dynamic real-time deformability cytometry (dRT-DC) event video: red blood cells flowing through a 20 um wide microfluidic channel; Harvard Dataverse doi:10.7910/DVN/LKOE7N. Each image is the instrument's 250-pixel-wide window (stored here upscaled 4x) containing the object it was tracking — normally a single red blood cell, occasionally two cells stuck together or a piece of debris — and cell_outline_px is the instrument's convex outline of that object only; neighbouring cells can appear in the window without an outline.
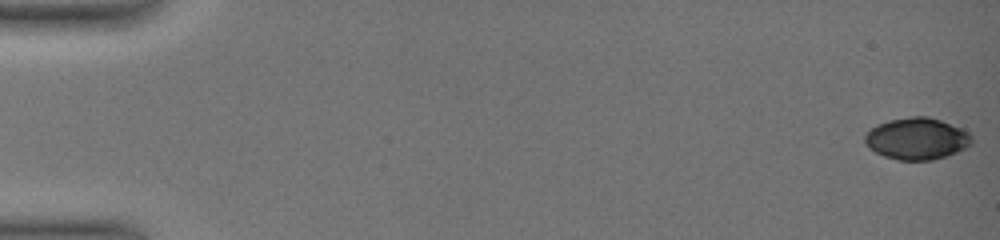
{"species": "common noctule bat (a hibernating species)", "species_latin": "Nyctalus noctula", "temperature_condition": "warm", "stored_images_in_passage": 50, "camera_frame_rate_fps": 3000, "um_per_image_px": 0.085, "animal": {"sex": "female", "body_mass_g": 19.0, "forearm_length_mm": 51.5}, "frame": {"image": 1, "passage_image": 1, "time_ms": 0.0, "image_size_px": [1000, 240], "cell_outline_px": [[972, 144], [968, 148], [948, 156], [932, 160], [900, 160], [884, 156], [868, 148], [864, 140], [864, 136], [876, 124], [888, 120], [912, 116], [928, 116], [964, 128], [972, 136]], "centroid_in_image_um": [77.97, 11.78], "position_along_channel_um": 7.0, "area_um2": 26.36}}
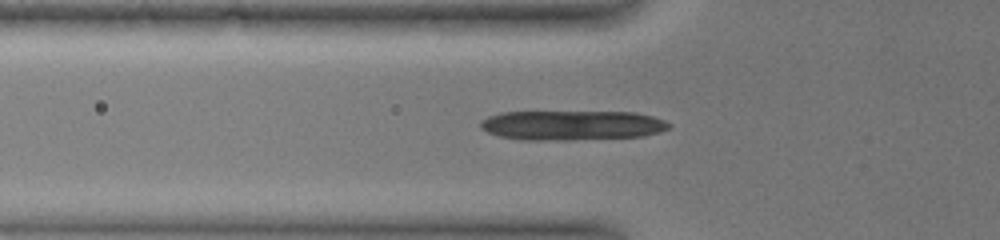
{"frame": {"image": 2, "passage_image": 20, "time_ms": 6.333, "image_size_px": [1000, 240], "cell_outline_px": [[672, 128], [660, 132], [644, 136], [572, 140], [520, 140], [500, 136], [488, 132], [480, 128], [480, 120], [488, 116], [500, 112], [636, 112], [652, 116], [664, 120], [672, 124]], "centroid_in_image_um": [48.63, 10.65], "position_along_channel_um": 77.2, "area_um2": 33.0}}
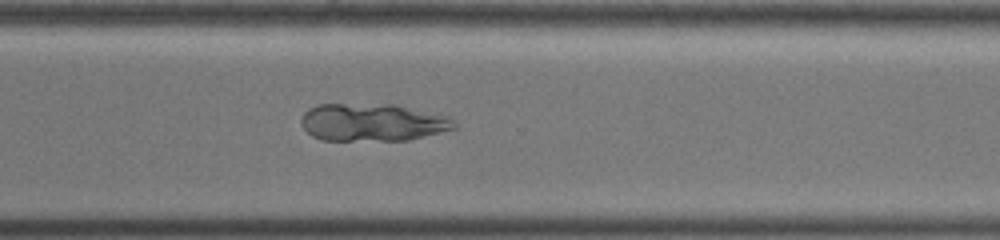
{"frame": {"image": 3, "passage_image": 40, "time_ms": 13.0, "image_size_px": [1000, 240], "cell_outline_px": [[456, 128], [408, 140], [320, 140], [312, 136], [304, 128], [300, 120], [304, 112], [308, 108], [320, 104], [392, 104], [452, 116], [456, 124]], "centroid_in_image_um": [31.68, 10.39], "position_along_channel_um": 338.9, "area_um2": 33.7}}